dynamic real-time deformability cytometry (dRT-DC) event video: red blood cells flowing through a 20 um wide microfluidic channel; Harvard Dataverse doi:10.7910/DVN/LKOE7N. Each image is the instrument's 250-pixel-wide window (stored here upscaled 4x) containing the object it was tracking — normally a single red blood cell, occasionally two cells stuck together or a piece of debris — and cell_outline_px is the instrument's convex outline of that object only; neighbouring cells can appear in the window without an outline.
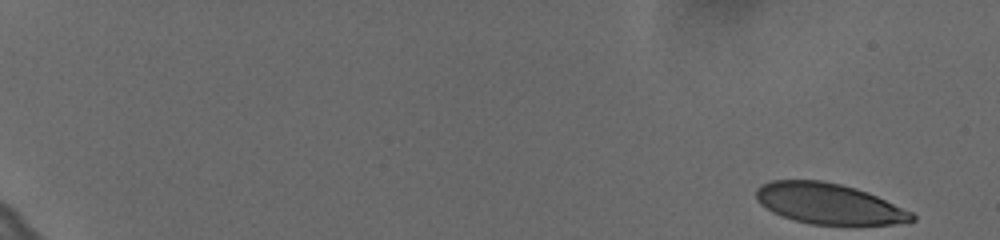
{"species": "human", "species_latin": "Homo sapiens", "temperature_condition": "cold", "stored_images_in_passage": 57, "camera_frame_rate_fps": 3000, "um_per_image_px": 0.085, "donor": {"sex": "female"}, "frame": {"image": 1, "passage_image": 1, "time_ms": 0.0, "image_size_px": [1000, 240], "cell_outline_px": [[916, 220], [892, 224], [812, 224], [796, 220], [772, 212], [760, 204], [756, 200], [756, 188], [772, 180], [820, 180], [840, 184], [856, 188], [868, 192], [912, 212], [916, 216]], "centroid_in_image_um": [70.44, 17.3], "position_along_channel_um": 14.6, "area_um2": 36.59}}
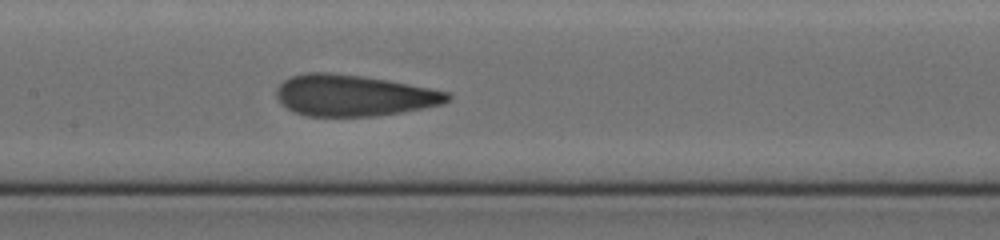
{"frame": {"image": 2, "passage_image": 31, "time_ms": 10.0, "image_size_px": [1000, 240], "cell_outline_px": [[452, 96], [444, 104], [404, 112], [376, 116], [304, 116], [292, 112], [280, 104], [276, 96], [276, 88], [284, 80], [292, 76], [304, 72], [332, 72], [388, 80], [448, 92]], "centroid_in_image_um": [30.02, 8.12], "position_along_channel_um": 177.4, "area_um2": 41.44}}
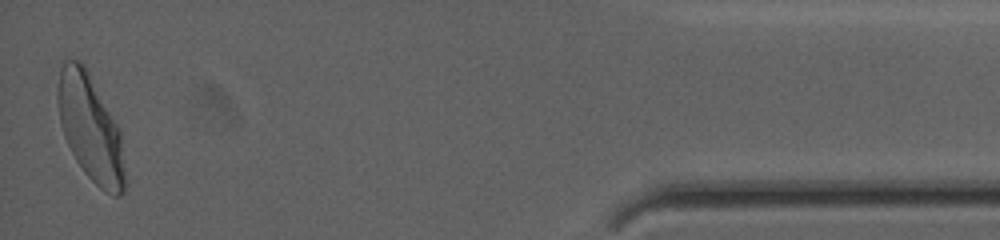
{"frame": {"image": 3, "passage_image": 57, "time_ms": 18.667, "image_size_px": [1000, 240], "cell_outline_px": [[128, 184], [124, 192], [120, 196], [112, 196], [100, 188], [84, 172], [76, 160], [64, 136], [60, 120], [56, 96], [60, 68], [64, 60], [80, 60], [84, 64], [120, 128]], "centroid_in_image_um": [7.72, 10.93], "position_along_channel_um": 427.5, "area_um2": 42.14}, "authors_computed_cell_mechanics": {"area_um2": 40.5756, "velocity_mm_per_s": 3.6081, "shape_relaxation_time_tau1_ms": 6.6199, "shape_relaxation_time_tau2_ms": 0.8959, "deformation_change_tau1": 0.192, "deformation_change_tau2": 0.0803}}